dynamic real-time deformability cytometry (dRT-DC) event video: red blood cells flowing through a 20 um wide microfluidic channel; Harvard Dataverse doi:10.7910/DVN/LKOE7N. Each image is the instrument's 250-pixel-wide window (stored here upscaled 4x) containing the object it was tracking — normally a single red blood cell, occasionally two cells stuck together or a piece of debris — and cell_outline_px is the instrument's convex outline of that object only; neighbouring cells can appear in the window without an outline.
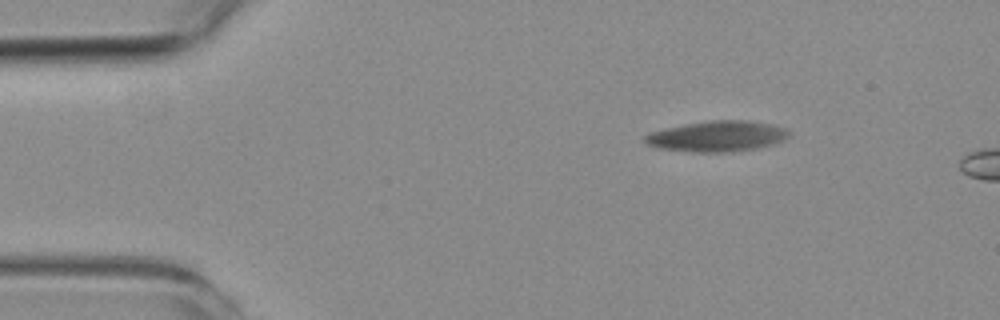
{"species": "common noctule bat (a hibernating species)", "species_latin": "Nyctalus noctula", "temperature_condition": "room temperature", "stored_images_in_passage": 3, "camera_frame_rate_fps": 3000, "um_per_image_px": 0.085, "animal": {"sex": "female", "body_mass_g": 19.3, "forearm_length_mm": 54.1}, "frame": {"image": 1, "passage_image": 1, "time_ms": 0.0, "image_size_px": [1000, 320], "cell_outline_px": [[792, 132], [784, 140], [772, 144], [756, 148], [732, 152], [696, 152], [660, 148], [648, 144], [644, 140], [644, 136], [652, 132], [684, 124], [708, 120], [748, 120], [772, 124], [784, 128]], "centroid_in_image_um": [61.01, 11.57], "position_along_channel_um": 24.0, "area_um2": 25.61}}